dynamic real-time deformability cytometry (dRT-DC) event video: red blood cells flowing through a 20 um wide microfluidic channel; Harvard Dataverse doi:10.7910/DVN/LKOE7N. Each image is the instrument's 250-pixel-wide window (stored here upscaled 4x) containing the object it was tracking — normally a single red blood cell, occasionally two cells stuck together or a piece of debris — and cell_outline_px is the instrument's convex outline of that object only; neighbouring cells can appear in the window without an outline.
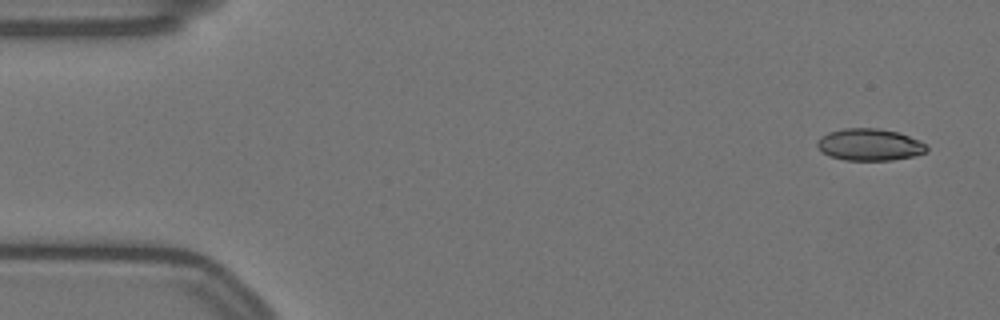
{"species": "Egyptian fruit bat (a non-hibernating species)", "species_latin": "Rousettus aegyptiacus", "temperature_condition": "warm", "stored_images_in_passage": 55, "camera_frame_rate_fps": 3000, "um_per_image_px": 0.085, "animal": {"sex": "female"}, "frame": {"image": 1, "passage_image": 1, "time_ms": 0.0, "image_size_px": [1000, 320], "cell_outline_px": [[928, 152], [912, 156], [892, 160], [844, 160], [828, 156], [820, 152], [816, 144], [816, 140], [820, 136], [828, 132], [844, 128], [880, 128], [900, 132], [920, 140], [928, 144]], "centroid_in_image_um": [73.91, 12.29], "position_along_channel_um": 11.1, "area_um2": 20.87}}
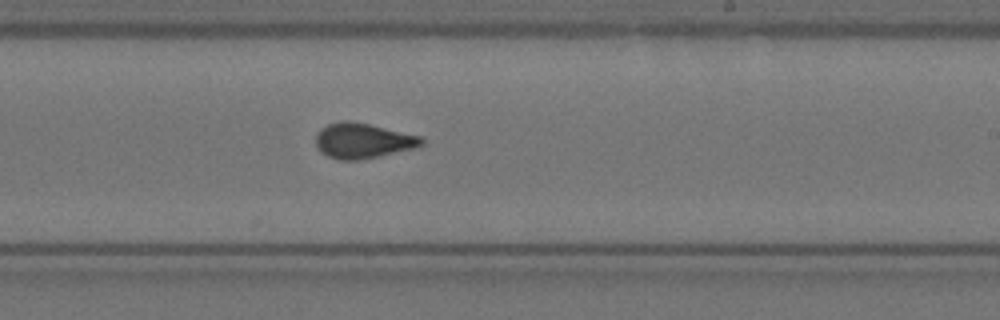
{"frame": {"image": 2, "passage_image": 32, "time_ms": 10.333, "image_size_px": [1000, 320], "cell_outline_px": [[424, 144], [416, 148], [380, 156], [356, 160], [340, 160], [328, 156], [320, 152], [316, 144], [316, 132], [320, 128], [328, 124], [344, 120], [368, 124], [424, 136]], "centroid_in_image_um": [30.87, 11.96], "position_along_channel_um": 258.1, "area_um2": 21.85}}
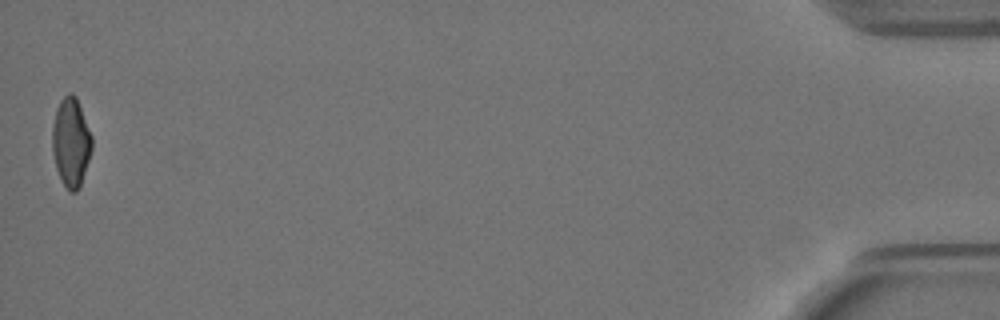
{"frame": {"image": 3, "passage_image": 55, "time_ms": 18.0, "image_size_px": [1000, 320], "cell_outline_px": [[92, 148], [80, 188], [76, 192], [68, 192], [60, 180], [56, 168], [52, 152], [52, 128], [56, 108], [60, 100], [68, 92], [72, 92], [76, 96], [92, 136]], "centroid_in_image_um": [6.02, 12.11], "position_along_channel_um": 429.2, "area_um2": 20.81}, "authors_computed_cell_mechanics": {"area_um2": 21.097, "velocity_mm_per_s": 3.5113, "shape_relaxation_time_tau1_ms": 10.9444, "shape_relaxation_time_tau2_ms": 0.87, "deformation_change_tau1": 0.2468, "deformation_change_tau2": 0.0595}}